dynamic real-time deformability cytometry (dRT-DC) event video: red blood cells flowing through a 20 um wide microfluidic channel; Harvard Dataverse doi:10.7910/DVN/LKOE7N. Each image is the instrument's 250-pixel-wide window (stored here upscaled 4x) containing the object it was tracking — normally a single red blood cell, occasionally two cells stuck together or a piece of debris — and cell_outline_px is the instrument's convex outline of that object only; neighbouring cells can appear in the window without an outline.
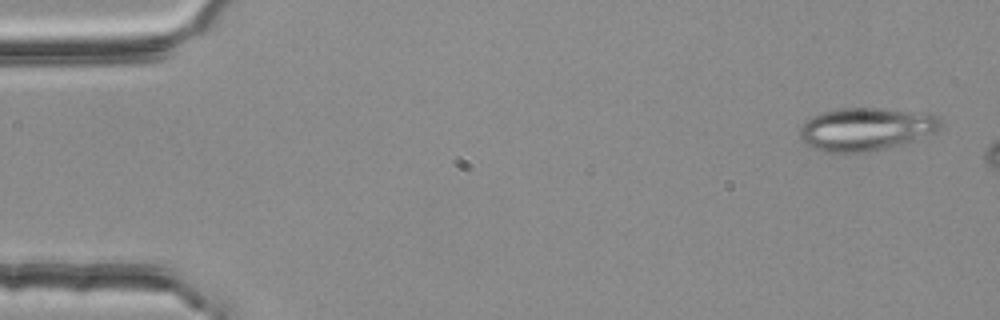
{"species": "common noctule bat (a hibernating species)", "species_latin": "Nyctalus noctula", "temperature_condition": "room temperature", "stored_images_in_passage": 3, "camera_frame_rate_fps": 3000, "um_per_image_px": 0.085, "animal": {"sex": "female", "body_mass_g": 25.1}, "frame": {"image": 1, "passage_image": 1, "time_ms": 0.0, "image_size_px": [1000, 320], "cell_outline_px": [[940, 128], [936, 132], [916, 140], [904, 144], [888, 148], [864, 152], [828, 152], [804, 144], [800, 136], [800, 124], [812, 116], [820, 112], [840, 108], [884, 108], [928, 112], [936, 116], [940, 120]], "centroid_in_image_um": [73.62, 10.96], "position_along_channel_um": 11.4, "area_um2": 35.66}}